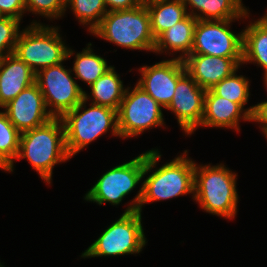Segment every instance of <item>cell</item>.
Instances as JSON below:
<instances>
[{"label": "cell", "instance_id": "obj_1", "mask_svg": "<svg viewBox=\"0 0 267 267\" xmlns=\"http://www.w3.org/2000/svg\"><path fill=\"white\" fill-rule=\"evenodd\" d=\"M159 150L153 148L145 152V168L141 188L137 191L136 196L130 200L131 202L128 203L124 213L142 212L143 205L150 202L170 200L188 194H192V199H194L196 161L190 159L188 151L184 150L181 155L157 168V162L162 158Z\"/></svg>", "mask_w": 267, "mask_h": 267}, {"label": "cell", "instance_id": "obj_2", "mask_svg": "<svg viewBox=\"0 0 267 267\" xmlns=\"http://www.w3.org/2000/svg\"><path fill=\"white\" fill-rule=\"evenodd\" d=\"M24 158L40 178L51 185L53 168L72 159L67 152L61 118H52L42 126L21 133L15 161Z\"/></svg>", "mask_w": 267, "mask_h": 267}, {"label": "cell", "instance_id": "obj_3", "mask_svg": "<svg viewBox=\"0 0 267 267\" xmlns=\"http://www.w3.org/2000/svg\"><path fill=\"white\" fill-rule=\"evenodd\" d=\"M237 176L238 174L223 163H195L193 200L206 213L234 219L239 203Z\"/></svg>", "mask_w": 267, "mask_h": 267}, {"label": "cell", "instance_id": "obj_4", "mask_svg": "<svg viewBox=\"0 0 267 267\" xmlns=\"http://www.w3.org/2000/svg\"><path fill=\"white\" fill-rule=\"evenodd\" d=\"M91 35L124 49L154 52L150 14L142 3L132 9L109 11Z\"/></svg>", "mask_w": 267, "mask_h": 267}, {"label": "cell", "instance_id": "obj_5", "mask_svg": "<svg viewBox=\"0 0 267 267\" xmlns=\"http://www.w3.org/2000/svg\"><path fill=\"white\" fill-rule=\"evenodd\" d=\"M86 104L88 101L83 99L61 117L66 148L71 158L107 132L120 138L117 111L91 103L87 108Z\"/></svg>", "mask_w": 267, "mask_h": 267}, {"label": "cell", "instance_id": "obj_6", "mask_svg": "<svg viewBox=\"0 0 267 267\" xmlns=\"http://www.w3.org/2000/svg\"><path fill=\"white\" fill-rule=\"evenodd\" d=\"M58 26L33 20L18 35L13 54L25 62L35 73L60 64L67 59L68 46Z\"/></svg>", "mask_w": 267, "mask_h": 267}, {"label": "cell", "instance_id": "obj_7", "mask_svg": "<svg viewBox=\"0 0 267 267\" xmlns=\"http://www.w3.org/2000/svg\"><path fill=\"white\" fill-rule=\"evenodd\" d=\"M147 242L142 213L123 212L119 219L108 226L82 253L81 258L135 255L141 253Z\"/></svg>", "mask_w": 267, "mask_h": 267}, {"label": "cell", "instance_id": "obj_8", "mask_svg": "<svg viewBox=\"0 0 267 267\" xmlns=\"http://www.w3.org/2000/svg\"><path fill=\"white\" fill-rule=\"evenodd\" d=\"M162 107L137 84L127 87L117 112L120 138H134L154 127L165 126Z\"/></svg>", "mask_w": 267, "mask_h": 267}, {"label": "cell", "instance_id": "obj_9", "mask_svg": "<svg viewBox=\"0 0 267 267\" xmlns=\"http://www.w3.org/2000/svg\"><path fill=\"white\" fill-rule=\"evenodd\" d=\"M63 64L44 68L36 73L35 78L53 118H61L84 99L85 90L72 77V69H66Z\"/></svg>", "mask_w": 267, "mask_h": 267}, {"label": "cell", "instance_id": "obj_10", "mask_svg": "<svg viewBox=\"0 0 267 267\" xmlns=\"http://www.w3.org/2000/svg\"><path fill=\"white\" fill-rule=\"evenodd\" d=\"M144 168L145 152L107 170L85 193L84 199L100 206L104 203L118 206L143 181Z\"/></svg>", "mask_w": 267, "mask_h": 267}, {"label": "cell", "instance_id": "obj_11", "mask_svg": "<svg viewBox=\"0 0 267 267\" xmlns=\"http://www.w3.org/2000/svg\"><path fill=\"white\" fill-rule=\"evenodd\" d=\"M238 20H197L190 54L242 58V31L231 30L232 22Z\"/></svg>", "mask_w": 267, "mask_h": 267}, {"label": "cell", "instance_id": "obj_12", "mask_svg": "<svg viewBox=\"0 0 267 267\" xmlns=\"http://www.w3.org/2000/svg\"><path fill=\"white\" fill-rule=\"evenodd\" d=\"M141 77L136 84L166 109L171 103L178 80L187 72L183 60L165 59L138 68Z\"/></svg>", "mask_w": 267, "mask_h": 267}, {"label": "cell", "instance_id": "obj_13", "mask_svg": "<svg viewBox=\"0 0 267 267\" xmlns=\"http://www.w3.org/2000/svg\"><path fill=\"white\" fill-rule=\"evenodd\" d=\"M206 90L186 72L177 82L174 96L166 110L177 119L184 134L191 136L201 124Z\"/></svg>", "mask_w": 267, "mask_h": 267}, {"label": "cell", "instance_id": "obj_14", "mask_svg": "<svg viewBox=\"0 0 267 267\" xmlns=\"http://www.w3.org/2000/svg\"><path fill=\"white\" fill-rule=\"evenodd\" d=\"M2 109L20 133L42 126L53 118L36 83L22 90Z\"/></svg>", "mask_w": 267, "mask_h": 267}, {"label": "cell", "instance_id": "obj_15", "mask_svg": "<svg viewBox=\"0 0 267 267\" xmlns=\"http://www.w3.org/2000/svg\"><path fill=\"white\" fill-rule=\"evenodd\" d=\"M183 61L187 73L206 91L242 66V58L204 54H189Z\"/></svg>", "mask_w": 267, "mask_h": 267}, {"label": "cell", "instance_id": "obj_16", "mask_svg": "<svg viewBox=\"0 0 267 267\" xmlns=\"http://www.w3.org/2000/svg\"><path fill=\"white\" fill-rule=\"evenodd\" d=\"M241 120L250 122V115L238 103L206 91L201 128H230L239 132Z\"/></svg>", "mask_w": 267, "mask_h": 267}, {"label": "cell", "instance_id": "obj_17", "mask_svg": "<svg viewBox=\"0 0 267 267\" xmlns=\"http://www.w3.org/2000/svg\"><path fill=\"white\" fill-rule=\"evenodd\" d=\"M36 73L15 54L0 59V108L35 83Z\"/></svg>", "mask_w": 267, "mask_h": 267}, {"label": "cell", "instance_id": "obj_18", "mask_svg": "<svg viewBox=\"0 0 267 267\" xmlns=\"http://www.w3.org/2000/svg\"><path fill=\"white\" fill-rule=\"evenodd\" d=\"M196 22L197 19L188 14L184 19L165 30L156 38L153 53H170L169 56H173V59L174 55L180 53L175 58L184 60L191 53Z\"/></svg>", "mask_w": 267, "mask_h": 267}, {"label": "cell", "instance_id": "obj_19", "mask_svg": "<svg viewBox=\"0 0 267 267\" xmlns=\"http://www.w3.org/2000/svg\"><path fill=\"white\" fill-rule=\"evenodd\" d=\"M187 13L197 20L249 19L242 0H182ZM189 6V7H188Z\"/></svg>", "mask_w": 267, "mask_h": 267}, {"label": "cell", "instance_id": "obj_20", "mask_svg": "<svg viewBox=\"0 0 267 267\" xmlns=\"http://www.w3.org/2000/svg\"><path fill=\"white\" fill-rule=\"evenodd\" d=\"M242 65L257 64L267 73V11L256 21L250 20L242 30Z\"/></svg>", "mask_w": 267, "mask_h": 267}, {"label": "cell", "instance_id": "obj_21", "mask_svg": "<svg viewBox=\"0 0 267 267\" xmlns=\"http://www.w3.org/2000/svg\"><path fill=\"white\" fill-rule=\"evenodd\" d=\"M91 92H84V99L91 104L111 108L118 112L127 87L124 86L121 76L115 66L99 77L90 87Z\"/></svg>", "mask_w": 267, "mask_h": 267}, {"label": "cell", "instance_id": "obj_22", "mask_svg": "<svg viewBox=\"0 0 267 267\" xmlns=\"http://www.w3.org/2000/svg\"><path fill=\"white\" fill-rule=\"evenodd\" d=\"M86 46L87 47L83 48L82 52L77 53L69 47L67 59H70L75 55L72 67L73 77H75L77 81L81 80L90 87L99 77L105 74L113 66H108V62L104 57L94 53L91 42Z\"/></svg>", "mask_w": 267, "mask_h": 267}, {"label": "cell", "instance_id": "obj_23", "mask_svg": "<svg viewBox=\"0 0 267 267\" xmlns=\"http://www.w3.org/2000/svg\"><path fill=\"white\" fill-rule=\"evenodd\" d=\"M146 7L150 14L151 30L155 39L188 15L182 0L158 1Z\"/></svg>", "mask_w": 267, "mask_h": 267}, {"label": "cell", "instance_id": "obj_24", "mask_svg": "<svg viewBox=\"0 0 267 267\" xmlns=\"http://www.w3.org/2000/svg\"><path fill=\"white\" fill-rule=\"evenodd\" d=\"M237 72L238 69L210 90L217 96L238 103L251 116L254 105L244 108L251 97L250 81L248 77L236 74Z\"/></svg>", "mask_w": 267, "mask_h": 267}, {"label": "cell", "instance_id": "obj_25", "mask_svg": "<svg viewBox=\"0 0 267 267\" xmlns=\"http://www.w3.org/2000/svg\"><path fill=\"white\" fill-rule=\"evenodd\" d=\"M67 8L73 11L80 25L87 26L90 34L108 13L103 0H67Z\"/></svg>", "mask_w": 267, "mask_h": 267}, {"label": "cell", "instance_id": "obj_26", "mask_svg": "<svg viewBox=\"0 0 267 267\" xmlns=\"http://www.w3.org/2000/svg\"><path fill=\"white\" fill-rule=\"evenodd\" d=\"M21 133L0 110V156L10 165L9 173L14 172V163L18 155Z\"/></svg>", "mask_w": 267, "mask_h": 267}, {"label": "cell", "instance_id": "obj_27", "mask_svg": "<svg viewBox=\"0 0 267 267\" xmlns=\"http://www.w3.org/2000/svg\"><path fill=\"white\" fill-rule=\"evenodd\" d=\"M67 0H25L26 12L45 17L47 20L64 17Z\"/></svg>", "mask_w": 267, "mask_h": 267}, {"label": "cell", "instance_id": "obj_28", "mask_svg": "<svg viewBox=\"0 0 267 267\" xmlns=\"http://www.w3.org/2000/svg\"><path fill=\"white\" fill-rule=\"evenodd\" d=\"M21 22L8 16L0 18V59L14 52Z\"/></svg>", "mask_w": 267, "mask_h": 267}, {"label": "cell", "instance_id": "obj_29", "mask_svg": "<svg viewBox=\"0 0 267 267\" xmlns=\"http://www.w3.org/2000/svg\"><path fill=\"white\" fill-rule=\"evenodd\" d=\"M0 13L2 16L23 20L26 14L25 0H0Z\"/></svg>", "mask_w": 267, "mask_h": 267}, {"label": "cell", "instance_id": "obj_30", "mask_svg": "<svg viewBox=\"0 0 267 267\" xmlns=\"http://www.w3.org/2000/svg\"><path fill=\"white\" fill-rule=\"evenodd\" d=\"M250 122L260 124L259 128L261 129L262 134L267 132V102L262 101L254 105L250 116Z\"/></svg>", "mask_w": 267, "mask_h": 267}, {"label": "cell", "instance_id": "obj_31", "mask_svg": "<svg viewBox=\"0 0 267 267\" xmlns=\"http://www.w3.org/2000/svg\"><path fill=\"white\" fill-rule=\"evenodd\" d=\"M107 11L132 9L141 4V0H103Z\"/></svg>", "mask_w": 267, "mask_h": 267}, {"label": "cell", "instance_id": "obj_32", "mask_svg": "<svg viewBox=\"0 0 267 267\" xmlns=\"http://www.w3.org/2000/svg\"><path fill=\"white\" fill-rule=\"evenodd\" d=\"M10 165L0 156V169L9 173Z\"/></svg>", "mask_w": 267, "mask_h": 267}, {"label": "cell", "instance_id": "obj_33", "mask_svg": "<svg viewBox=\"0 0 267 267\" xmlns=\"http://www.w3.org/2000/svg\"><path fill=\"white\" fill-rule=\"evenodd\" d=\"M158 1H165V0H141V3L146 5L152 4L154 2H158Z\"/></svg>", "mask_w": 267, "mask_h": 267}, {"label": "cell", "instance_id": "obj_34", "mask_svg": "<svg viewBox=\"0 0 267 267\" xmlns=\"http://www.w3.org/2000/svg\"><path fill=\"white\" fill-rule=\"evenodd\" d=\"M263 76H264V77H263V79H264V80H263V81H264L263 83H264V85H265L264 87L266 88V91H267V73L264 74ZM264 102H267V100L264 101Z\"/></svg>", "mask_w": 267, "mask_h": 267}, {"label": "cell", "instance_id": "obj_35", "mask_svg": "<svg viewBox=\"0 0 267 267\" xmlns=\"http://www.w3.org/2000/svg\"><path fill=\"white\" fill-rule=\"evenodd\" d=\"M263 136H265V138H266V140H267V132H265V133L263 134Z\"/></svg>", "mask_w": 267, "mask_h": 267}]
</instances>
